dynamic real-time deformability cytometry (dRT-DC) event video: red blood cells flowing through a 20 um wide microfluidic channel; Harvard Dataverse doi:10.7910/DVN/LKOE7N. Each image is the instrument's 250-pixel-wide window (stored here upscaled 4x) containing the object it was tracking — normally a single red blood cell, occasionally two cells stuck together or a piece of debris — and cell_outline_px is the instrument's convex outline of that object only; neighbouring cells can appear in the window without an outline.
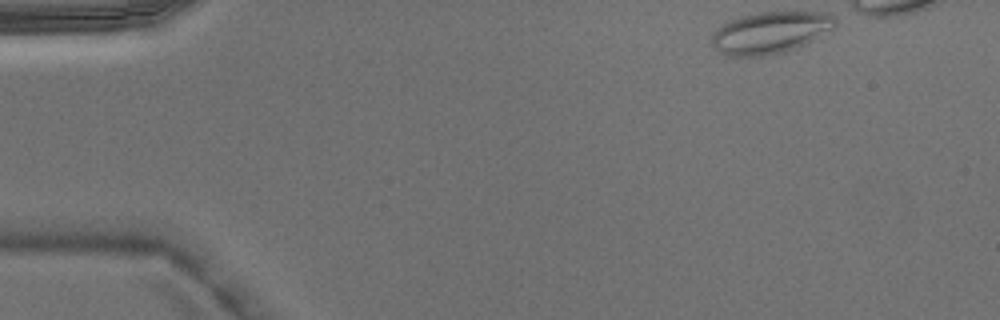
{"species": "Egyptian fruit bat (a non-hibernating species)", "species_latin": "Rousettus aegyptiacus", "temperature_condition": "warm", "stored_images_in_passage": 4, "camera_frame_rate_fps": 3000, "um_per_image_px": 0.085, "animal": {"sex": "male"}, "frame": {"image": 1, "passage_image": 1, "time_ms": 0.0, "image_size_px": [1000, 320], "cell_outline_px": [[836, 28], [796, 48], [784, 52], [764, 56], [728, 56], [720, 52], [712, 44], [712, 36], [716, 28], [728, 20], [740, 16], [760, 12], [828, 12], [836, 16]], "centroid_in_image_um": [65.5, 2.76], "position_along_channel_um": 19.5, "area_um2": 30.29}}